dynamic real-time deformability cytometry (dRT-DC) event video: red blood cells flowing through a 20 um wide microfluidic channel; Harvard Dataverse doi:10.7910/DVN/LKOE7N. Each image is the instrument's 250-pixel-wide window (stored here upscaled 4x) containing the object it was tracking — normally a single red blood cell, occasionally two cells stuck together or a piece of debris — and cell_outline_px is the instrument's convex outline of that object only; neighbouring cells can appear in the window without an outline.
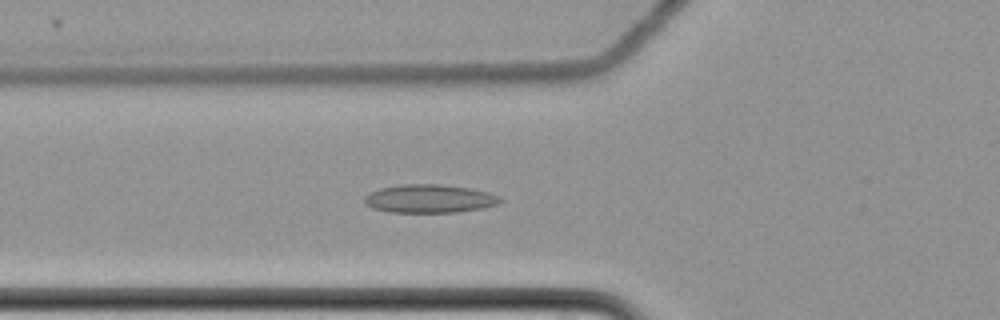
{"species": "common noctule bat (a hibernating species)", "species_latin": "Nyctalus noctula", "temperature_condition": "cold", "stored_images_in_passage": 62, "camera_frame_rate_fps": 3000, "um_per_image_px": 0.085, "animal": {"sex": "female", "body_mass_g": 22.7, "forearm_length_mm": 54.2}, "frame": {"image": 1, "passage_image": 25, "time_ms": 8.0, "image_size_px": [1000, 320], "cell_outline_px": [[504, 200], [500, 204], [480, 208], [456, 212], [388, 212], [372, 208], [364, 204], [364, 196], [368, 192], [380, 188], [400, 184], [440, 184], [468, 188], [488, 192], [500, 196]], "centroid_in_image_um": [36.48, 16.88], "position_along_channel_um": 89.3, "area_um2": 22.6}}
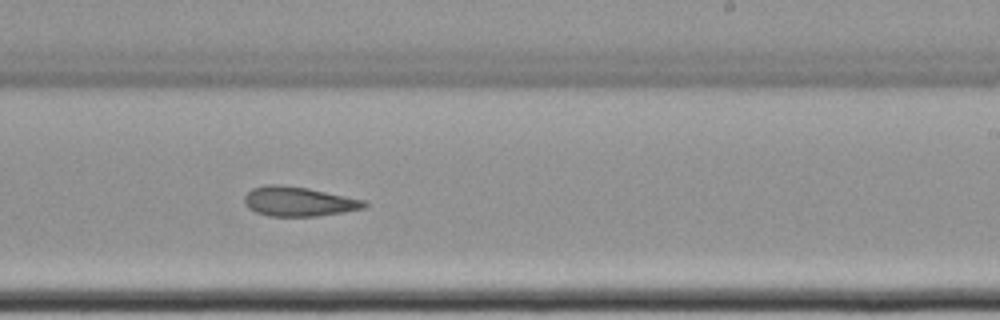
{"frame": {"image": 2, "passage_image": 40, "time_ms": 13.0, "image_size_px": [1000, 320], "cell_outline_px": [[368, 204], [364, 208], [316, 216], [268, 216], [256, 212], [248, 208], [244, 204], [244, 196], [252, 188], [264, 184], [280, 184], [308, 188], [368, 200]], "centroid_in_image_um": [25.37, 17.11], "position_along_channel_um": 263.6, "area_um2": 20.81}}
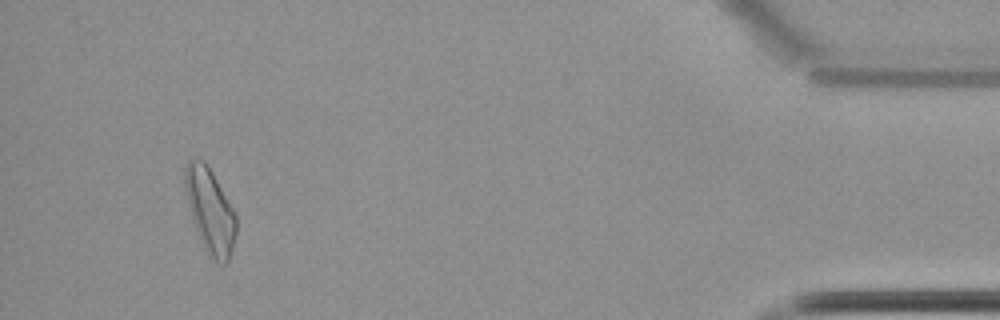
{"frame": {"image": 3, "passage_image": 59, "time_ms": 19.333, "image_size_px": [1000, 320], "cell_outline_px": [[236, 232], [232, 248], [228, 260], [224, 264], [216, 264], [200, 240], [188, 204], [184, 184], [184, 168], [188, 160], [204, 160], [212, 172], [232, 208], [236, 216]], "centroid_in_image_um": [17.85, 17.91], "position_along_channel_um": 417.4, "area_um2": 24.68}, "authors_computed_cell_mechanics": {"area_um2": 22.4264, "velocity_mm_per_s": 3.491, "shape_relaxation_time_tau1_ms": null, "shape_relaxation_time_tau2_ms": 8.7703, "deformation_change_tau1": null, "deformation_change_tau2": 0.1784}}